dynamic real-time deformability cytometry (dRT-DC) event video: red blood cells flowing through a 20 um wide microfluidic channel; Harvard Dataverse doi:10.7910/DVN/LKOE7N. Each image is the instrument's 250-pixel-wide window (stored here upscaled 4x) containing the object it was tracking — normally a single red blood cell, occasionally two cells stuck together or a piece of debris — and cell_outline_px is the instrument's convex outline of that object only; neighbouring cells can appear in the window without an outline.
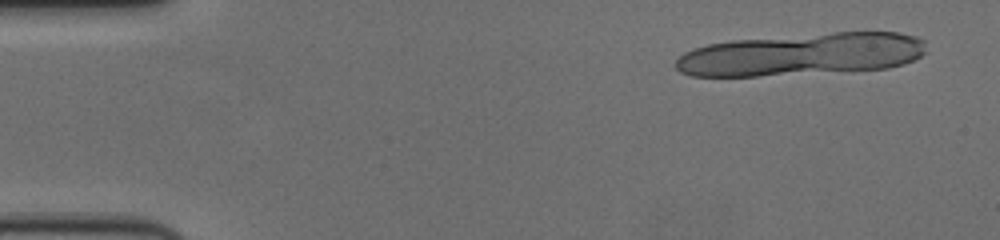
{"species": "human", "species_latin": "Homo sapiens", "temperature_condition": "cold", "stored_images_in_passage": 21, "camera_frame_rate_fps": 3000, "um_per_image_px": 0.085, "donor": {"sex": "female"}, "frame": {"image": 1, "passage_image": 3, "time_ms": 0.667, "image_size_px": [1000, 240], "cell_outline_px": [[924, 52], [920, 56], [904, 64], [888, 68], [756, 76], [692, 76], [680, 72], [676, 68], [676, 60], [684, 52], [708, 44], [732, 40], [832, 32], [896, 32], [916, 36], [924, 40]], "centroid_in_image_um": [68.14, 4.61], "position_along_channel_um": 16.9, "area_um2": 61.61}}
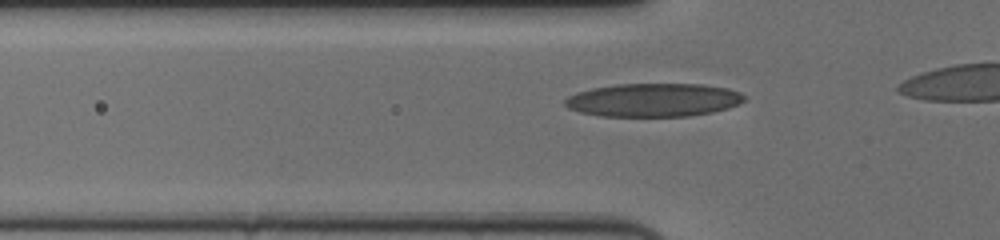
{"frame": {"image": 2, "passage_image": 15, "time_ms": 4.667, "image_size_px": [1000, 240], "cell_outline_px": [[744, 100], [728, 108], [712, 112], [688, 116], [600, 116], [580, 112], [568, 108], [564, 104], [564, 100], [568, 96], [576, 92], [592, 88], [616, 84], [704, 84], [728, 88], [740, 92], [744, 96]], "centroid_in_image_um": [55.51, 8.49], "position_along_channel_um": 70.3, "area_um2": 34.91}}
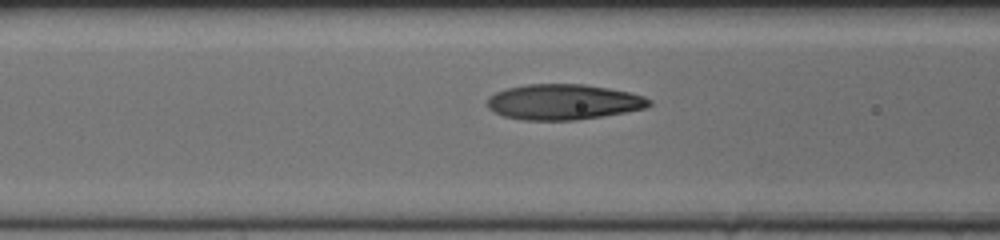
{"frame": {"image": 3, "passage_image": 19, "time_ms": 6.0, "image_size_px": [1000, 240], "cell_outline_px": [[652, 104], [644, 108], [624, 112], [600, 116], [572, 120], [524, 120], [504, 116], [488, 108], [488, 96], [496, 92], [508, 88], [524, 84], [584, 84], [608, 88], [628, 92], [644, 96], [652, 100]], "centroid_in_image_um": [47.88, 8.66], "position_along_channel_um": 118.7, "area_um2": 33.23}}